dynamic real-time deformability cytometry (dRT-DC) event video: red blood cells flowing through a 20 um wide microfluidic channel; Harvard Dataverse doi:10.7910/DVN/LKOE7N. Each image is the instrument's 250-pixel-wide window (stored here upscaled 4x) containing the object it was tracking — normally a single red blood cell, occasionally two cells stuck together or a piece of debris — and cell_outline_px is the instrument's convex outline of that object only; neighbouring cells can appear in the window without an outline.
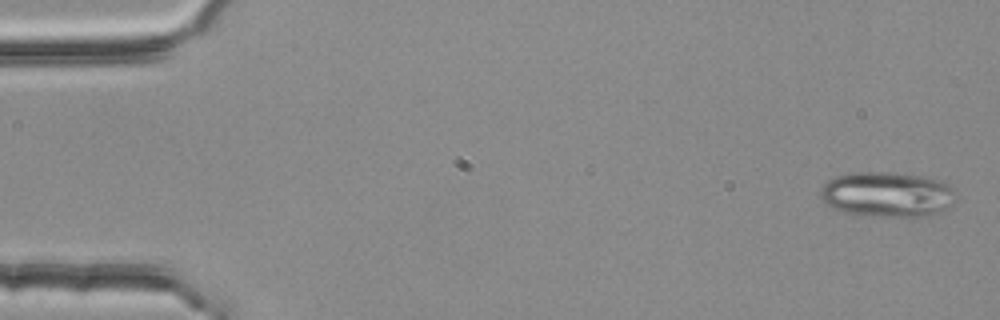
{"species": "common noctule bat (a hibernating species)", "species_latin": "Nyctalus noctula", "temperature_condition": "room temperature", "stored_images_in_passage": 4, "camera_frame_rate_fps": 3000, "um_per_image_px": 0.085, "animal": {"sex": "female", "body_mass_g": 25.1}, "frame": {"image": 1, "passage_image": 1, "time_ms": 0.0, "image_size_px": [1000, 320], "cell_outline_px": [[956, 192], [952, 204], [928, 216], [860, 216], [844, 212], [832, 208], [820, 196], [820, 188], [828, 180], [836, 176], [856, 172], [892, 172], [920, 176], [936, 180], [948, 184]], "centroid_in_image_um": [75.37, 16.53], "position_along_channel_um": 9.6, "area_um2": 35.49}}